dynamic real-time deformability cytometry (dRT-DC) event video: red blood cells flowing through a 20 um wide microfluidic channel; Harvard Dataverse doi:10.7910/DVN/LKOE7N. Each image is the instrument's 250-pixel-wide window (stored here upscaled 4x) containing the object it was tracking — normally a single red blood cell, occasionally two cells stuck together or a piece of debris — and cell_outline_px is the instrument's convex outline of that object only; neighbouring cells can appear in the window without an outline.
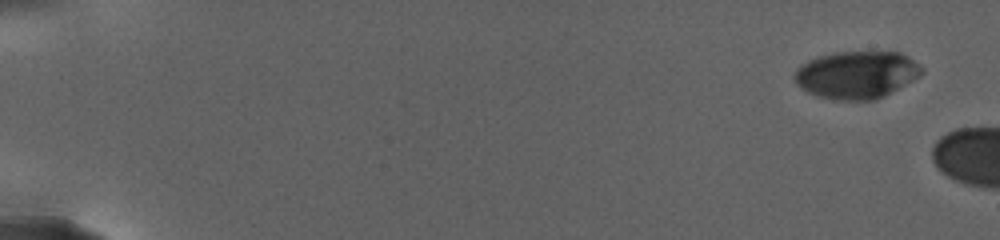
{"species": "human", "species_latin": "Homo sapiens", "temperature_condition": "warm", "stored_images_in_passage": 9, "camera_frame_rate_fps": 3000, "um_per_image_px": 0.085, "donor": {"sex": "female"}, "frame": {"image": 1, "passage_image": 1, "time_ms": 0.0, "image_size_px": [1000, 240], "cell_outline_px": [[924, 72], [920, 76], [884, 96], [876, 100], [836, 100], [816, 96], [800, 88], [796, 84], [792, 76], [796, 68], [800, 64], [816, 56], [836, 52], [900, 52], [908, 56], [924, 68]], "centroid_in_image_um": [72.78, 6.35], "position_along_channel_um": 12.2, "area_um2": 35.6}}